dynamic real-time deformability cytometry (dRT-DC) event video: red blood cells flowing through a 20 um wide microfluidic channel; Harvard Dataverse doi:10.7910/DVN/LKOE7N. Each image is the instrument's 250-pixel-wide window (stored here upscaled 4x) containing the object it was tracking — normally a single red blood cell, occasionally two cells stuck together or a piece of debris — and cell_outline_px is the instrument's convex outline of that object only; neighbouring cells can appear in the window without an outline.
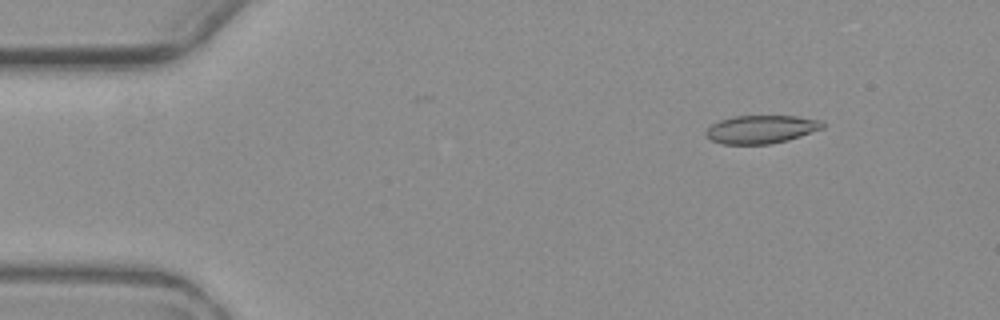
{"species": "common noctule bat (a hibernating species)", "species_latin": "Nyctalus noctula", "temperature_condition": "warm", "stored_images_in_passage": 5, "camera_frame_rate_fps": 3000, "um_per_image_px": 0.085, "animal": {"sex": "female", "body_mass_g": 19.3, "forearm_length_mm": 54.1}, "frame": {"image": 1, "passage_image": 1, "time_ms": 0.0, "image_size_px": [1000, 320], "cell_outline_px": [[824, 128], [788, 140], [772, 144], [724, 144], [712, 140], [704, 132], [712, 124], [720, 120], [732, 116], [796, 116], [820, 120], [824, 124]], "centroid_in_image_um": [64.71, 10.99], "position_along_channel_um": 20.3, "area_um2": 19.07}}
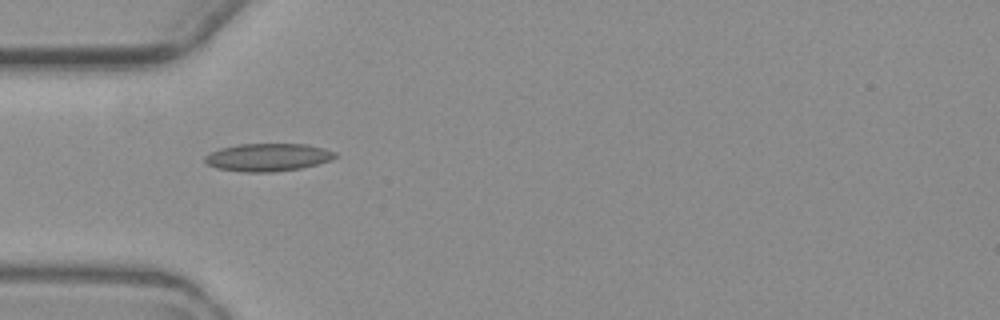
{"frame": {"image": 2, "passage_image": 4, "time_ms": 3.667, "image_size_px": [1000, 320], "cell_outline_px": [[336, 156], [328, 160], [316, 164], [300, 168], [272, 172], [248, 172], [216, 168], [208, 164], [204, 160], [204, 156], [220, 148], [240, 144], [308, 144], [324, 148], [336, 152]], "centroid_in_image_um": [22.76, 13.36], "position_along_channel_um": 62.2, "area_um2": 20.87}}
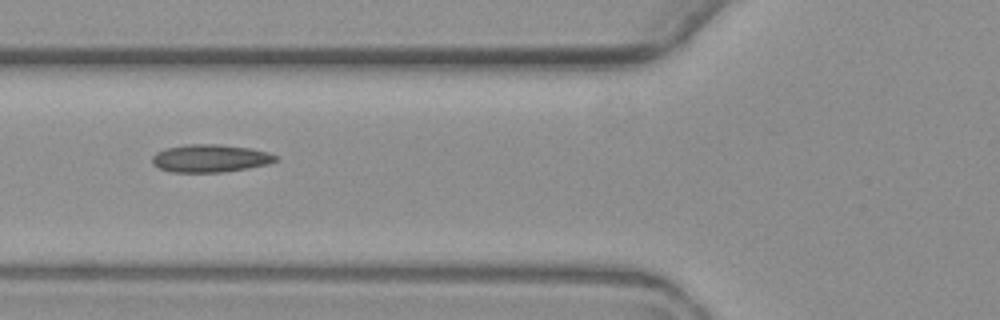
{"frame": {"image": 3, "passage_image": 5, "time_ms": 5.0, "image_size_px": [1000, 320], "cell_outline_px": [[280, 160], [268, 164], [248, 168], [224, 172], [172, 172], [160, 168], [152, 164], [152, 156], [156, 152], [164, 148], [188, 144], [220, 144], [252, 148], [268, 152], [280, 156]], "centroid_in_image_um": [17.91, 13.45], "position_along_channel_um": 107.9, "area_um2": 20.29}}